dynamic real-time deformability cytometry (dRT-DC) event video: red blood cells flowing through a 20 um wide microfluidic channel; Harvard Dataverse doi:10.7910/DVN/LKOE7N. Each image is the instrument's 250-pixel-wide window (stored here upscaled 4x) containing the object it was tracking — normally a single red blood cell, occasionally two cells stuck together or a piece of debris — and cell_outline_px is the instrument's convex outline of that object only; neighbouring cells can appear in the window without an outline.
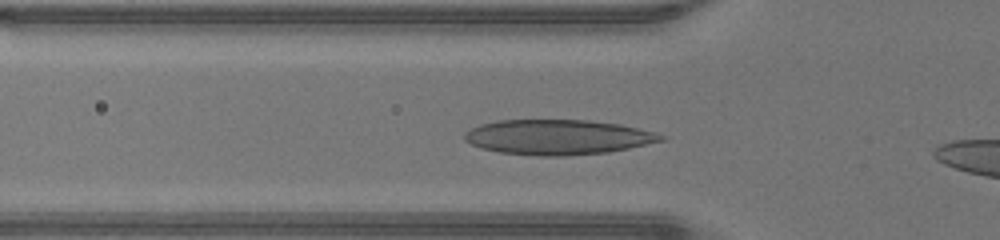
{"species": "human", "species_latin": "Homo sapiens", "temperature_condition": "warm", "stored_images_in_passage": 31, "camera_frame_rate_fps": 3000, "um_per_image_px": 0.085, "donor": {"sex": "male"}, "frame": {"image": 1, "passage_image": 2, "time_ms": 0.333, "image_size_px": [1000, 240], "cell_outline_px": [[668, 136], [664, 140], [628, 148], [608, 152], [564, 156], [540, 156], [500, 152], [480, 148], [464, 140], [464, 132], [480, 124], [496, 120], [588, 120], [620, 124]], "centroid_in_image_um": [47.38, 11.65], "position_along_channel_um": 78.4, "area_um2": 40.0}}
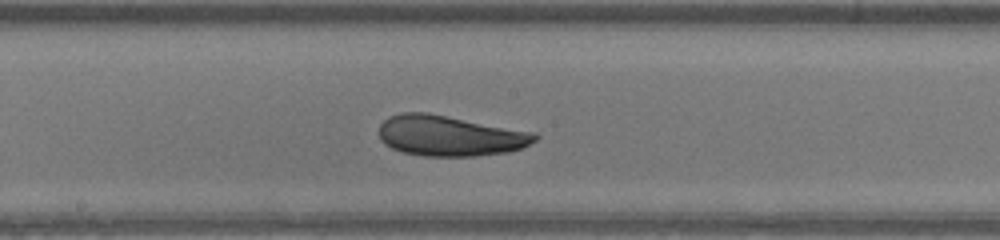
{"frame": {"image": 2, "passage_image": 11, "time_ms": 3.333, "image_size_px": [1000, 240], "cell_outline_px": [[540, 136], [536, 140], [520, 148], [508, 152], [476, 156], [424, 156], [404, 152], [392, 148], [384, 144], [380, 140], [380, 124], [388, 116], [400, 112], [428, 112], [536, 132]], "centroid_in_image_um": [38.24, 11.52], "position_along_channel_um": 210.0, "area_um2": 37.11}}
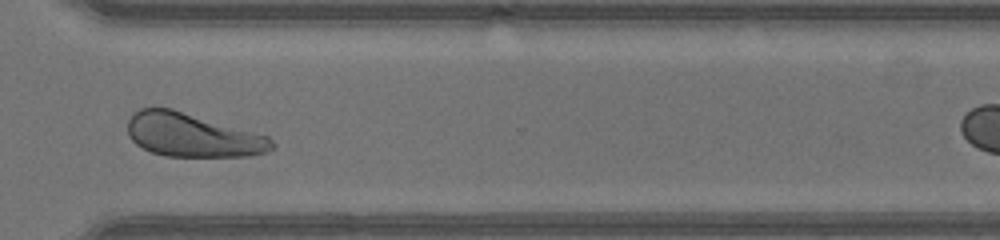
{"frame": {"image": 3, "passage_image": 21, "time_ms": 6.667, "image_size_px": [1000, 240], "cell_outline_px": [[276, 148], [268, 152], [248, 156], [164, 156], [152, 152], [136, 144], [128, 136], [128, 120], [132, 112], [140, 108], [172, 108], [268, 136], [276, 144]], "centroid_in_image_um": [16.36, 11.48], "position_along_channel_um": 354.2, "area_um2": 36.76}}